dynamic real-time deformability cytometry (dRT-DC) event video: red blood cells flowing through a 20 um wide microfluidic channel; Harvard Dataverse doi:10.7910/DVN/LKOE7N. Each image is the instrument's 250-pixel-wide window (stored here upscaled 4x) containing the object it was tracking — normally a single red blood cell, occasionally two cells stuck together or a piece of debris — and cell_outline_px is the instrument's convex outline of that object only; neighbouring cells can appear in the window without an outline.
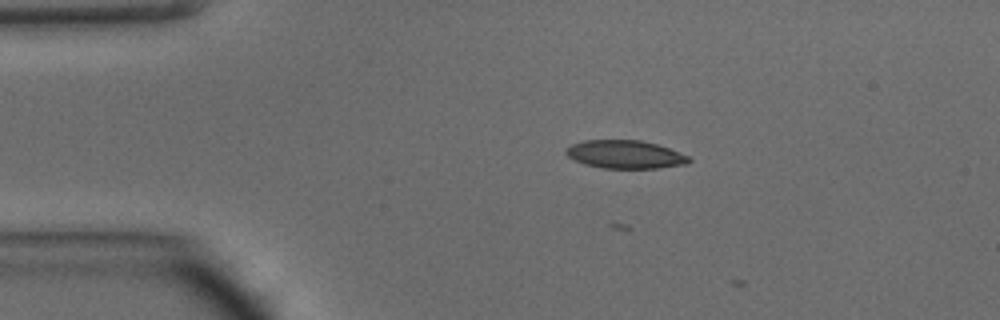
{"species": "common noctule bat (a hibernating species)", "species_latin": "Nyctalus noctula", "temperature_condition": "warm", "stored_images_in_passage": 3, "camera_frame_rate_fps": 3000, "um_per_image_px": 0.085, "animal": {"sex": "male", "body_mass_g": 15.6}, "frame": {"image": 1, "passage_image": 2, "time_ms": 0.333, "image_size_px": [1000, 320], "cell_outline_px": [[692, 160], [688, 164], [656, 168], [604, 168], [584, 164], [568, 156], [564, 152], [572, 144], [580, 140], [640, 140], [656, 144], [668, 148], [688, 156]], "centroid_in_image_um": [53.13, 13.12], "position_along_channel_um": 31.9, "area_um2": 20.06}}